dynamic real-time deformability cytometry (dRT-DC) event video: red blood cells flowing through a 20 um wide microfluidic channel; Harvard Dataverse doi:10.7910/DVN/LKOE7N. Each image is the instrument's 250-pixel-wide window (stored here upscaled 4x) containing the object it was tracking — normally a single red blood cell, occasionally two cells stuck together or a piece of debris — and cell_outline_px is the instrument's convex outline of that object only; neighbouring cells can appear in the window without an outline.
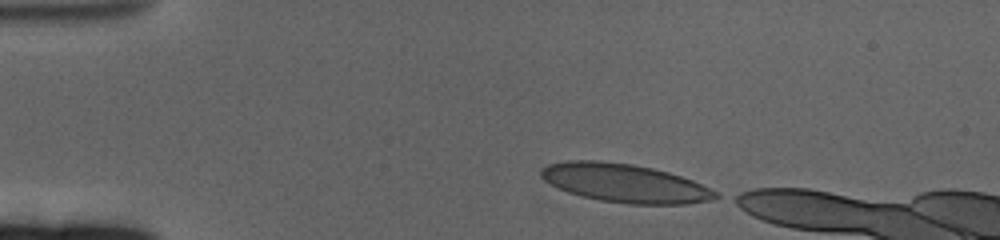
{"species": "human", "species_latin": "Homo sapiens", "temperature_condition": "cold", "stored_images_in_passage": 44, "camera_frame_rate_fps": 3000, "um_per_image_px": 0.085, "donor": {"sex": "female"}, "frame": {"image": 1, "passage_image": 1, "time_ms": 0.0, "image_size_px": [1000, 240], "cell_outline_px": [[720, 196], [712, 200], [688, 204], [628, 204], [600, 200], [580, 196], [568, 192], [544, 180], [540, 176], [540, 172], [548, 164], [568, 160], [596, 160], [632, 164], [652, 168], [668, 172], [692, 180], [716, 192]], "centroid_in_image_um": [53.1, 15.57], "position_along_channel_um": 31.9, "area_um2": 38.96}}
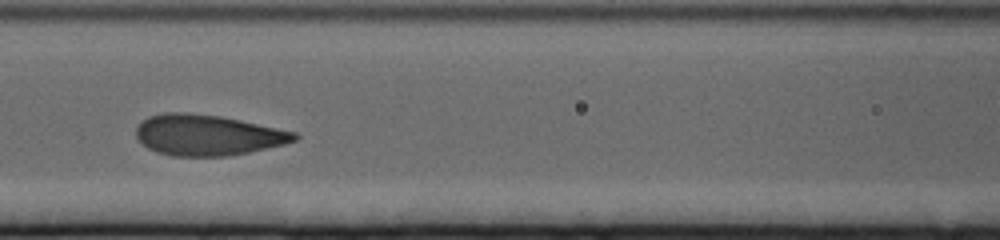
{"frame": {"image": 2, "passage_image": 17, "time_ms": 5.333, "image_size_px": [1000, 240], "cell_outline_px": [[300, 136], [296, 140], [284, 144], [248, 152], [224, 156], [172, 156], [156, 152], [148, 148], [136, 136], [136, 128], [148, 116], [164, 112], [188, 112], [220, 116], [240, 120], [296, 132]], "centroid_in_image_um": [17.63, 11.47], "position_along_channel_um": 149.0, "area_um2": 37.45}}
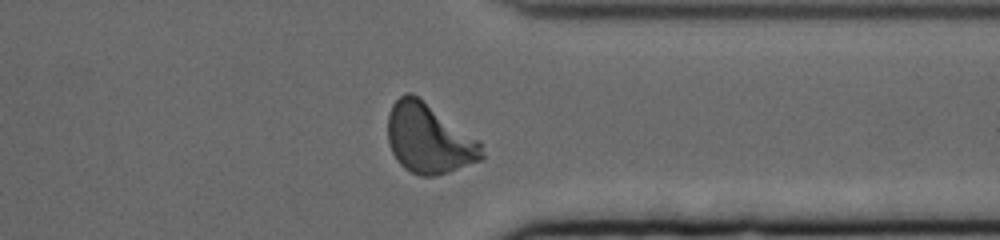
{"frame": {"image": 3, "passage_image": 38, "time_ms": 12.333, "image_size_px": [1000, 240], "cell_outline_px": [[484, 160], [436, 176], [420, 176], [404, 168], [396, 160], [388, 144], [388, 112], [392, 104], [404, 92], [412, 92], [480, 140], [484, 156]], "centroid_in_image_um": [36.46, 11.78], "position_along_channel_um": 374.9, "area_um2": 38.55}}